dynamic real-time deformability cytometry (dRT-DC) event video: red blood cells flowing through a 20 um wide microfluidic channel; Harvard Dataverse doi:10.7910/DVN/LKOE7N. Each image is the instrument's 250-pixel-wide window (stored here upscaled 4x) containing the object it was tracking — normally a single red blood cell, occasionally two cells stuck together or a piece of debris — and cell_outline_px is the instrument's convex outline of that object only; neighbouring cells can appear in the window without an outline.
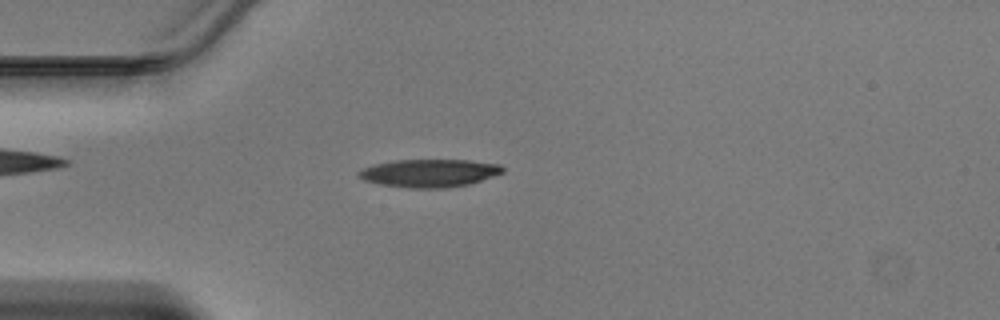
{"species": "Egyptian fruit bat (a non-hibernating species)", "species_latin": "Rousettus aegyptiacus", "temperature_condition": "warm", "stored_images_in_passage": 6, "camera_frame_rate_fps": 3000, "um_per_image_px": 0.085, "animal": {"sex": "male"}, "frame": {"image": 1, "passage_image": 3, "time_ms": 0.667, "image_size_px": [1000, 320], "cell_outline_px": [[504, 172], [468, 184], [448, 188], [408, 188], [380, 184], [364, 180], [356, 176], [356, 172], [360, 168], [372, 164], [396, 160], [468, 160], [500, 164], [504, 168]], "centroid_in_image_um": [36.43, 14.71], "position_along_channel_um": 48.6, "area_um2": 23.58}}